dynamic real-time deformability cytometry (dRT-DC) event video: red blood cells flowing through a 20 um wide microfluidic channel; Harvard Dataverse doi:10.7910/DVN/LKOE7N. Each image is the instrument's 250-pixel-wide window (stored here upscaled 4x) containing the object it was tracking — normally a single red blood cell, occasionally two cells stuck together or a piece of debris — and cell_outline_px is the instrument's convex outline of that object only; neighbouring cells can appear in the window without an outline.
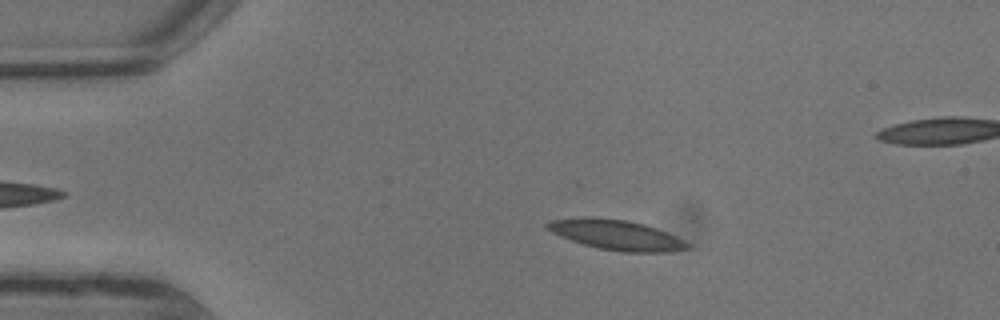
{"species": "common noctule bat (a hibernating species)", "species_latin": "Nyctalus noctula", "temperature_condition": "warm", "stored_images_in_passage": 6, "camera_frame_rate_fps": 3000, "um_per_image_px": 0.085, "animal": {"sex": "male", "body_mass_g": 13.3}, "frame": {"image": 1, "passage_image": 3, "time_ms": 0.667, "image_size_px": [1000, 320], "cell_outline_px": [[692, 248], [668, 252], [624, 252], [600, 248], [584, 244], [560, 236], [544, 228], [544, 224], [552, 220], [584, 216], [624, 220], [644, 224], [656, 228], [684, 240], [692, 244]], "centroid_in_image_um": [52.4, 19.96], "position_along_channel_um": 32.6, "area_um2": 24.45}}
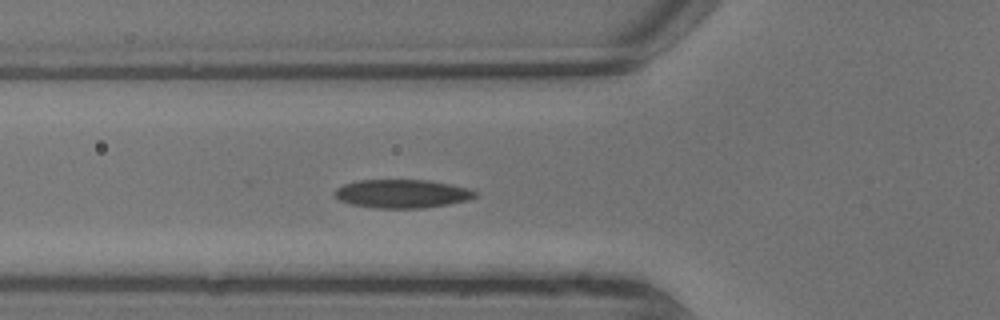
{"frame": {"image": 2, "passage_image": 6, "time_ms": 1.667, "image_size_px": [1000, 320], "cell_outline_px": [[480, 196], [468, 200], [448, 204], [424, 208], [376, 208], [352, 204], [340, 200], [336, 196], [336, 188], [344, 184], [360, 180], [424, 180], [448, 184], [468, 188], [476, 192]], "centroid_in_image_um": [34.21, 16.47], "position_along_channel_um": 91.6, "area_um2": 23.12}}